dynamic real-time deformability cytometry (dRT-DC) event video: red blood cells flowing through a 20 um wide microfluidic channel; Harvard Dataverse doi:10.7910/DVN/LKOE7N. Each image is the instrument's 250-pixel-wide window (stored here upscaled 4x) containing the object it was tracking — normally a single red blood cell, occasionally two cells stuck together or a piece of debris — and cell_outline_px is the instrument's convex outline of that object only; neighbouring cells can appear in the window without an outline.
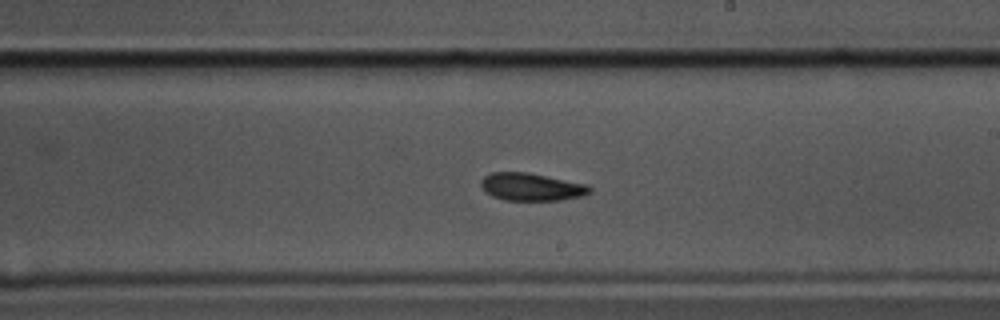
{"species": "common noctule bat (a hibernating species)", "species_latin": "Nyctalus noctula", "temperature_condition": "cold", "stored_images_in_passage": 58, "camera_frame_rate_fps": 3000, "um_per_image_px": 0.085, "animal": {"sex": "male", "body_mass_g": 17.5, "forearm_length_mm": 52.3}, "frame": {"image": 1, "passage_image": 33, "time_ms": 10.667, "image_size_px": [1000, 320], "cell_outline_px": [[592, 192], [584, 196], [560, 200], [504, 200], [492, 196], [480, 184], [480, 180], [484, 176], [492, 172], [528, 172], [588, 184], [592, 188]], "centroid_in_image_um": [45.22, 15.88], "position_along_channel_um": 243.8, "area_um2": 17.63}}
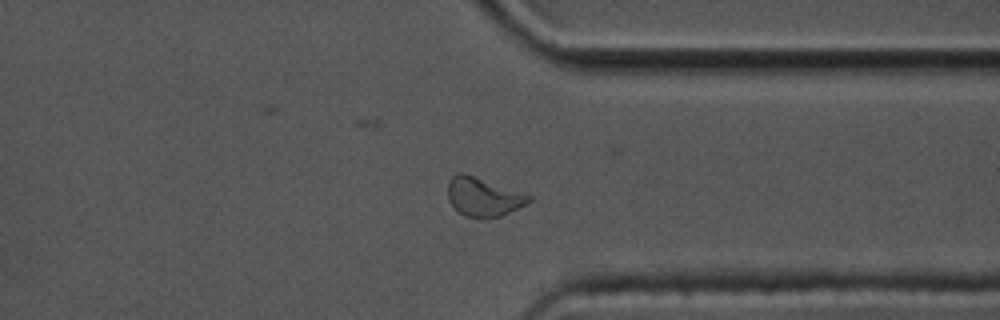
{"frame": {"image": 2, "passage_image": 44, "time_ms": 14.333, "image_size_px": [1000, 320], "cell_outline_px": [[532, 200], [528, 204], [500, 216], [464, 216], [456, 212], [448, 200], [448, 180], [456, 172], [464, 172], [532, 196]], "centroid_in_image_um": [41.05, 16.71], "position_along_channel_um": 370.4, "area_um2": 18.26}}
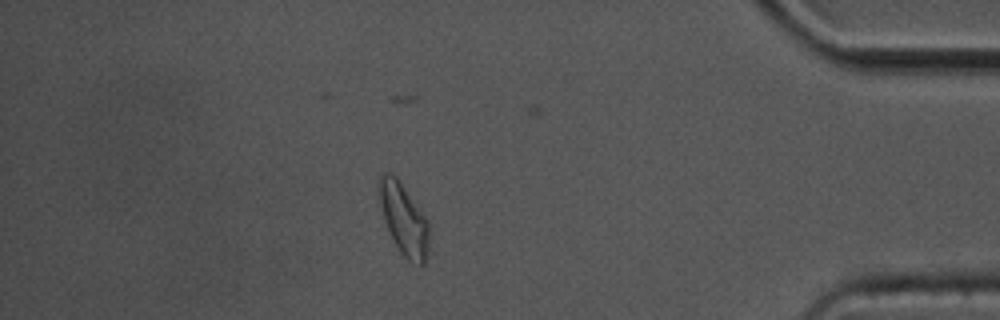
{"frame": {"image": 3, "passage_image": 50, "time_ms": 16.333, "image_size_px": [1000, 320], "cell_outline_px": [[428, 252], [424, 264], [420, 264], [408, 260], [400, 252], [384, 220], [376, 188], [380, 176], [384, 172], [388, 172], [396, 176], [428, 220]], "centroid_in_image_um": [34.29, 18.58], "position_along_channel_um": 400.9, "area_um2": 20.58}, "authors_computed_cell_mechanics": {"area_um2": 17.8024, "velocity_mm_per_s": 3.4804, "shape_relaxation_time_tau1_ms": 4.7913, "shape_relaxation_time_tau2_ms": 5.4835, "deformation_change_tau1": 0.116, "deformation_change_tau2": 0.1015}}